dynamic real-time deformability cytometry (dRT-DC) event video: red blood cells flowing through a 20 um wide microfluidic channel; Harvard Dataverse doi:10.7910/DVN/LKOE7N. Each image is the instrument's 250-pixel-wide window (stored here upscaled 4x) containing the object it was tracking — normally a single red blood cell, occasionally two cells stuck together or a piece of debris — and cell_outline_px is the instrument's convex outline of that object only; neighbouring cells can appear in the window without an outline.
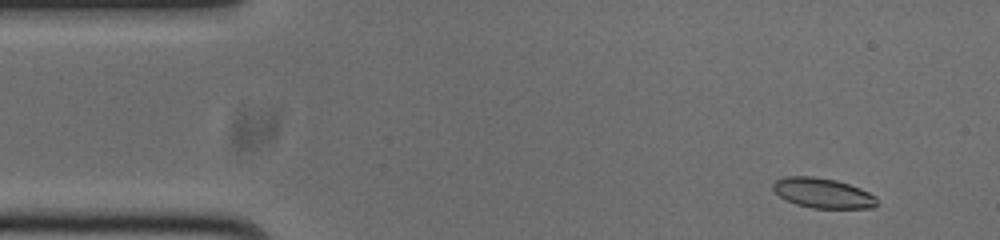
{"species": "common noctule bat (a hibernating species)", "species_latin": "Nyctalus noctula", "temperature_condition": "cold", "stored_images_in_passage": 52, "camera_frame_rate_fps": 3000, "um_per_image_px": 0.085, "animal": {"sex": "male", "body_mass_g": 20.0, "forearm_length_mm": 53.3}, "frame": {"image": 1, "passage_image": 3, "time_ms": 0.667, "image_size_px": [1000, 240], "cell_outline_px": [[876, 204], [872, 208], [812, 208], [796, 204], [780, 196], [772, 188], [772, 184], [776, 180], [784, 176], [812, 176], [836, 180], [860, 188], [876, 196]], "centroid_in_image_um": [69.92, 16.4], "position_along_channel_um": 15.1, "area_um2": 18.03}}
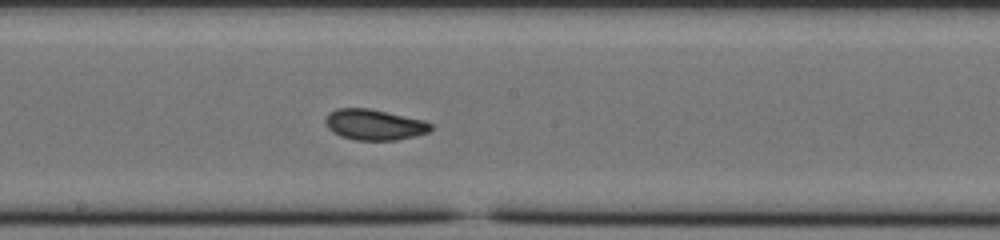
{"frame": {"image": 2, "passage_image": 26, "time_ms": 8.333, "image_size_px": [1000, 240], "cell_outline_px": [[432, 128], [428, 132], [416, 136], [396, 140], [356, 140], [340, 136], [332, 132], [328, 128], [324, 120], [328, 112], [336, 108], [368, 108], [424, 120], [432, 124]], "centroid_in_image_um": [31.79, 10.59], "position_along_channel_um": 216.4, "area_um2": 18.96}}
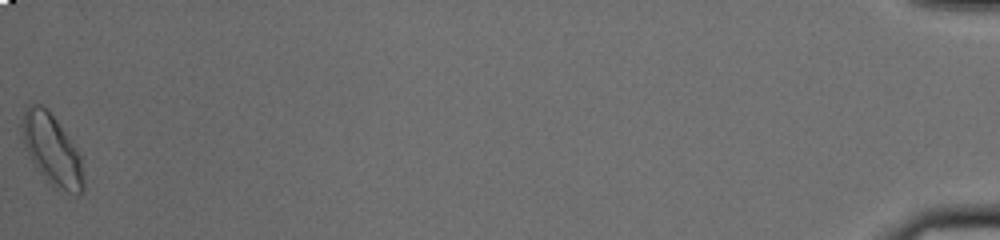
{"frame": {"image": 3, "passage_image": 52, "time_ms": 17.0, "image_size_px": [1000, 240], "cell_outline_px": [[84, 188], [80, 196], [52, 188], [36, 168], [24, 144], [20, 132], [20, 124], [24, 112], [28, 104], [40, 104], [56, 120], [80, 156], [84, 180]], "centroid_in_image_um": [4.39, 12.8], "position_along_channel_um": 430.8, "area_um2": 25.2}, "authors_computed_cell_mechanics": {"area_um2": 18.5827, "velocity_mm_per_s": 3.7531, "shape_relaxation_time_tau1_ms": 6.307, "shape_relaxation_time_tau2_ms": 1.7016, "deformation_change_tau1": 0.1639, "deformation_change_tau2": 0.0691}}